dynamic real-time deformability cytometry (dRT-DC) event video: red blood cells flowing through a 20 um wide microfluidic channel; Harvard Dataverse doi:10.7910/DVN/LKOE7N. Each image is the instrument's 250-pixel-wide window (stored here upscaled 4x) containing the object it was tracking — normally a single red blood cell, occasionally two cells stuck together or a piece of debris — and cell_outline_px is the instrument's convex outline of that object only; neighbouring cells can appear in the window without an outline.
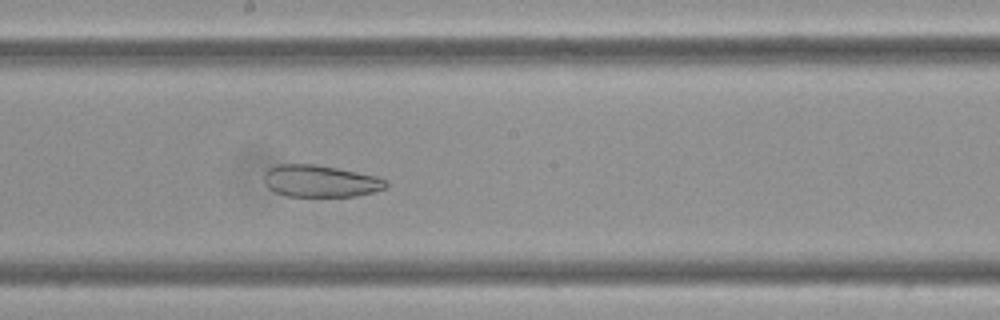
{"species": "Egyptian fruit bat (a non-hibernating species)", "species_latin": "Rousettus aegyptiacus", "temperature_condition": "cold", "stored_images_in_passage": 50, "camera_frame_rate_fps": 3000, "um_per_image_px": 0.085, "frame": {"image": 1, "passage_image": 29, "time_ms": 9.333, "image_size_px": [1000, 320], "cell_outline_px": [[388, 184], [384, 188], [372, 192], [356, 196], [288, 196], [276, 192], [268, 188], [264, 180], [264, 172], [268, 168], [276, 164], [316, 164], [380, 176], [388, 180]], "centroid_in_image_um": [27.24, 15.38], "position_along_channel_um": 221.0, "area_um2": 22.89}}
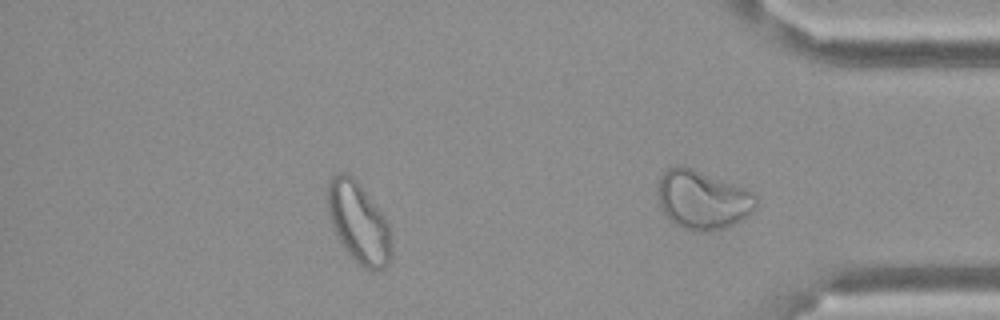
{"frame": {"image": 2, "passage_image": 43, "time_ms": 14.0, "image_size_px": [1000, 320], "cell_outline_px": [[392, 256], [388, 264], [384, 268], [376, 272], [372, 272], [364, 268], [344, 248], [332, 228], [328, 216], [328, 180], [336, 172], [344, 172], [352, 176], [360, 184], [388, 220], [392, 248]], "centroid_in_image_um": [30.49, 18.93], "position_along_channel_um": 404.7, "area_um2": 30.4}}